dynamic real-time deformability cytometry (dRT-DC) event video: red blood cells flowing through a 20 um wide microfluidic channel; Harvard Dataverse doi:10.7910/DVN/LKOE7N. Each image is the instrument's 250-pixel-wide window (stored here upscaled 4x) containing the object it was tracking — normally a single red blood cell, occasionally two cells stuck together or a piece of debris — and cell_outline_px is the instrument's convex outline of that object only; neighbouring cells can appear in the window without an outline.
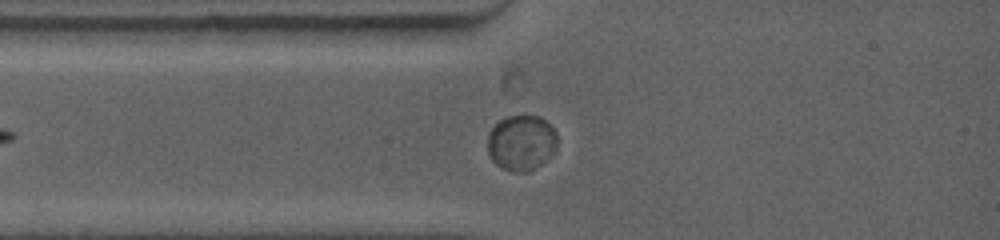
{"species": "common noctule bat (a hibernating species)", "species_latin": "Nyctalus noctula", "temperature_condition": "warm", "stored_images_in_passage": 47, "camera_frame_rate_fps": 5000, "um_per_image_px": 0.085, "animal": {"sex": "female", "body_mass_g": 19.0, "forearm_length_mm": 53.3}, "frame": {"image": 1, "passage_image": 6, "time_ms": 2.0, "image_size_px": [1000, 240], "cell_outline_px": [[556, 148], [540, 164], [528, 172], [512, 172], [500, 168], [492, 160], [488, 152], [488, 132], [500, 120], [508, 116], [540, 116], [556, 132]], "centroid_in_image_um": [44.28, 12.14], "position_along_channel_um": 40.7, "area_um2": 22.31}}
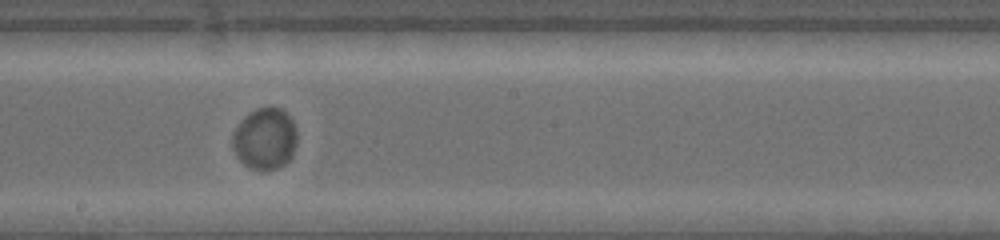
{"frame": {"image": 2, "passage_image": 15, "time_ms": 6.8, "image_size_px": [1000, 240], "cell_outline_px": [[296, 144], [292, 156], [284, 164], [276, 168], [248, 168], [236, 156], [232, 148], [232, 136], [236, 128], [244, 116], [256, 108], [280, 108], [292, 120], [296, 132]], "centroid_in_image_um": [22.5, 11.79], "position_along_channel_um": 225.7, "area_um2": 22.77}}
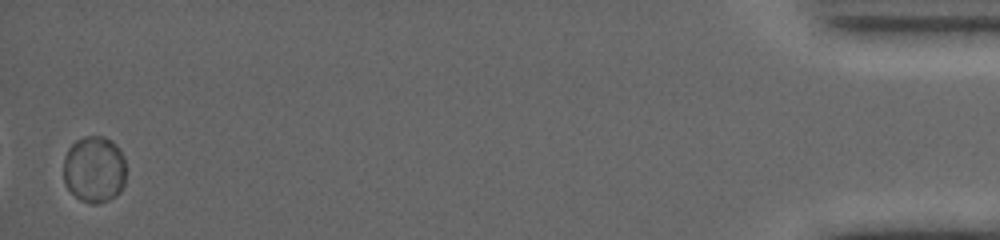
{"frame": {"image": 3, "passage_image": 44, "time_ms": 15.6, "image_size_px": [1000, 240], "cell_outline_px": [[124, 184], [120, 192], [116, 196], [108, 200], [96, 204], [92, 204], [80, 200], [64, 184], [64, 160], [68, 148], [76, 140], [84, 136], [104, 136], [112, 140], [116, 144], [124, 156]], "centroid_in_image_um": [8.01, 14.38], "position_along_channel_um": 427.2, "area_um2": 24.45}, "authors_computed_cell_mechanics": {"area_um2": 23.8136, "velocity_mm_per_s": 3.8575, "shape_relaxation_time_tau1_ms": 2.107, "shape_relaxation_time_tau2_ms": null, "deformation_change_tau1": 0.0093, "deformation_change_tau2": null}}